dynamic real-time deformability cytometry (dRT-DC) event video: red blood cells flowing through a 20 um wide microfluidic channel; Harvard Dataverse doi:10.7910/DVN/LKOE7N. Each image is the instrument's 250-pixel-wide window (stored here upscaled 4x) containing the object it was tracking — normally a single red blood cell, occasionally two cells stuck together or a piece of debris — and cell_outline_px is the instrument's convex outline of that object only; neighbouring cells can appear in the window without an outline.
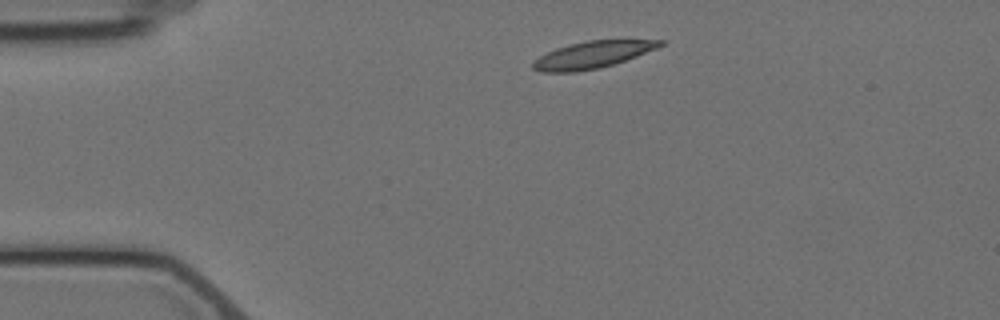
{"species": "Egyptian fruit bat (a non-hibernating species)", "species_latin": "Rousettus aegyptiacus", "temperature_condition": "cold", "stored_images_in_passage": 2, "camera_frame_rate_fps": 3000, "um_per_image_px": 0.085, "animal": {"sex": "female"}, "frame": {"image": 1, "passage_image": 1, "time_ms": 0.0, "image_size_px": [1000, 320], "cell_outline_px": [[668, 40], [664, 44], [656, 48], [636, 56], [600, 68], [576, 72], [540, 72], [532, 68], [532, 64], [540, 56], [556, 48], [588, 40]], "centroid_in_image_um": [50.35, 4.66], "position_along_channel_um": 34.6, "area_um2": 19.65}}